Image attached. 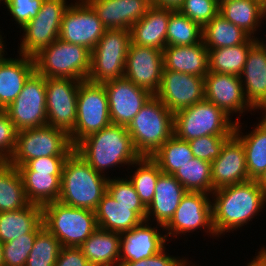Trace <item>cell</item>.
Returning a JSON list of instances; mask_svg holds the SVG:
<instances>
[{"label": "cell", "instance_id": "cell-1", "mask_svg": "<svg viewBox=\"0 0 266 266\" xmlns=\"http://www.w3.org/2000/svg\"><path fill=\"white\" fill-rule=\"evenodd\" d=\"M211 200L213 227L218 238L248 225L266 205V195L256 180L214 190Z\"/></svg>", "mask_w": 266, "mask_h": 266}, {"label": "cell", "instance_id": "cell-2", "mask_svg": "<svg viewBox=\"0 0 266 266\" xmlns=\"http://www.w3.org/2000/svg\"><path fill=\"white\" fill-rule=\"evenodd\" d=\"M74 150L95 171L107 175V178L110 176L105 171L127 165L128 169L141 157L134 148L127 127L114 124L85 137Z\"/></svg>", "mask_w": 266, "mask_h": 266}, {"label": "cell", "instance_id": "cell-3", "mask_svg": "<svg viewBox=\"0 0 266 266\" xmlns=\"http://www.w3.org/2000/svg\"><path fill=\"white\" fill-rule=\"evenodd\" d=\"M109 178L95 171L75 150L65 160L59 202L95 211L107 192Z\"/></svg>", "mask_w": 266, "mask_h": 266}, {"label": "cell", "instance_id": "cell-4", "mask_svg": "<svg viewBox=\"0 0 266 266\" xmlns=\"http://www.w3.org/2000/svg\"><path fill=\"white\" fill-rule=\"evenodd\" d=\"M136 152L152 155L174 134V114L153 95L127 127Z\"/></svg>", "mask_w": 266, "mask_h": 266}, {"label": "cell", "instance_id": "cell-5", "mask_svg": "<svg viewBox=\"0 0 266 266\" xmlns=\"http://www.w3.org/2000/svg\"><path fill=\"white\" fill-rule=\"evenodd\" d=\"M35 71L45 78L87 80L90 71L91 51L56 39L33 56Z\"/></svg>", "mask_w": 266, "mask_h": 266}, {"label": "cell", "instance_id": "cell-6", "mask_svg": "<svg viewBox=\"0 0 266 266\" xmlns=\"http://www.w3.org/2000/svg\"><path fill=\"white\" fill-rule=\"evenodd\" d=\"M42 222L62 247H79L98 228L95 211L59 201L42 206Z\"/></svg>", "mask_w": 266, "mask_h": 266}, {"label": "cell", "instance_id": "cell-7", "mask_svg": "<svg viewBox=\"0 0 266 266\" xmlns=\"http://www.w3.org/2000/svg\"><path fill=\"white\" fill-rule=\"evenodd\" d=\"M222 109L204 99L174 114V135L184 141L198 137L231 136L235 121Z\"/></svg>", "mask_w": 266, "mask_h": 266}, {"label": "cell", "instance_id": "cell-8", "mask_svg": "<svg viewBox=\"0 0 266 266\" xmlns=\"http://www.w3.org/2000/svg\"><path fill=\"white\" fill-rule=\"evenodd\" d=\"M130 44L129 30L106 29L91 51L90 71L87 80L103 84L124 77Z\"/></svg>", "mask_w": 266, "mask_h": 266}, {"label": "cell", "instance_id": "cell-9", "mask_svg": "<svg viewBox=\"0 0 266 266\" xmlns=\"http://www.w3.org/2000/svg\"><path fill=\"white\" fill-rule=\"evenodd\" d=\"M74 150L69 135L50 125L24 129L16 134L14 153L7 161L12 166L46 156H69Z\"/></svg>", "mask_w": 266, "mask_h": 266}, {"label": "cell", "instance_id": "cell-10", "mask_svg": "<svg viewBox=\"0 0 266 266\" xmlns=\"http://www.w3.org/2000/svg\"><path fill=\"white\" fill-rule=\"evenodd\" d=\"M106 89L103 84L80 82L77 94V119L69 134L75 147L85 137L111 125Z\"/></svg>", "mask_w": 266, "mask_h": 266}, {"label": "cell", "instance_id": "cell-11", "mask_svg": "<svg viewBox=\"0 0 266 266\" xmlns=\"http://www.w3.org/2000/svg\"><path fill=\"white\" fill-rule=\"evenodd\" d=\"M68 3L67 0H43L35 18L21 28L23 39L18 54L33 57L59 38L62 18L71 5Z\"/></svg>", "mask_w": 266, "mask_h": 266}, {"label": "cell", "instance_id": "cell-12", "mask_svg": "<svg viewBox=\"0 0 266 266\" xmlns=\"http://www.w3.org/2000/svg\"><path fill=\"white\" fill-rule=\"evenodd\" d=\"M5 111L17 132L47 125L46 78L34 71Z\"/></svg>", "mask_w": 266, "mask_h": 266}, {"label": "cell", "instance_id": "cell-13", "mask_svg": "<svg viewBox=\"0 0 266 266\" xmlns=\"http://www.w3.org/2000/svg\"><path fill=\"white\" fill-rule=\"evenodd\" d=\"M211 194L191 192L183 196L174 216L164 227L166 238L185 235L202 230L210 237H218L213 227ZM209 233V234H208Z\"/></svg>", "mask_w": 266, "mask_h": 266}, {"label": "cell", "instance_id": "cell-14", "mask_svg": "<svg viewBox=\"0 0 266 266\" xmlns=\"http://www.w3.org/2000/svg\"><path fill=\"white\" fill-rule=\"evenodd\" d=\"M80 82L70 78H46L47 125L64 130L68 135L77 119Z\"/></svg>", "mask_w": 266, "mask_h": 266}, {"label": "cell", "instance_id": "cell-15", "mask_svg": "<svg viewBox=\"0 0 266 266\" xmlns=\"http://www.w3.org/2000/svg\"><path fill=\"white\" fill-rule=\"evenodd\" d=\"M73 2L62 18L59 39L92 51L106 28L88 2Z\"/></svg>", "mask_w": 266, "mask_h": 266}, {"label": "cell", "instance_id": "cell-16", "mask_svg": "<svg viewBox=\"0 0 266 266\" xmlns=\"http://www.w3.org/2000/svg\"><path fill=\"white\" fill-rule=\"evenodd\" d=\"M155 96L175 114L205 99L204 78L172 70H163Z\"/></svg>", "mask_w": 266, "mask_h": 266}, {"label": "cell", "instance_id": "cell-17", "mask_svg": "<svg viewBox=\"0 0 266 266\" xmlns=\"http://www.w3.org/2000/svg\"><path fill=\"white\" fill-rule=\"evenodd\" d=\"M103 85L107 93L110 119L114 125L128 127L140 109L153 96L125 76L107 81Z\"/></svg>", "mask_w": 266, "mask_h": 266}, {"label": "cell", "instance_id": "cell-18", "mask_svg": "<svg viewBox=\"0 0 266 266\" xmlns=\"http://www.w3.org/2000/svg\"><path fill=\"white\" fill-rule=\"evenodd\" d=\"M204 90L205 99L222 109L229 117L237 114L235 122H239V116H244L246 112H255L246 100L240 76L209 71L204 78Z\"/></svg>", "mask_w": 266, "mask_h": 266}, {"label": "cell", "instance_id": "cell-19", "mask_svg": "<svg viewBox=\"0 0 266 266\" xmlns=\"http://www.w3.org/2000/svg\"><path fill=\"white\" fill-rule=\"evenodd\" d=\"M163 68V51L130 44L124 76L135 85L155 95L160 87Z\"/></svg>", "mask_w": 266, "mask_h": 266}, {"label": "cell", "instance_id": "cell-20", "mask_svg": "<svg viewBox=\"0 0 266 266\" xmlns=\"http://www.w3.org/2000/svg\"><path fill=\"white\" fill-rule=\"evenodd\" d=\"M163 231V226L156 224V227H152V223L143 221L133 229L121 233L119 263L136 262L158 254L170 241Z\"/></svg>", "mask_w": 266, "mask_h": 266}, {"label": "cell", "instance_id": "cell-21", "mask_svg": "<svg viewBox=\"0 0 266 266\" xmlns=\"http://www.w3.org/2000/svg\"><path fill=\"white\" fill-rule=\"evenodd\" d=\"M211 169L212 192L250 180L243 144L234 133L223 144L220 155L211 162Z\"/></svg>", "mask_w": 266, "mask_h": 266}, {"label": "cell", "instance_id": "cell-22", "mask_svg": "<svg viewBox=\"0 0 266 266\" xmlns=\"http://www.w3.org/2000/svg\"><path fill=\"white\" fill-rule=\"evenodd\" d=\"M106 29H131L151 6L150 0H89Z\"/></svg>", "mask_w": 266, "mask_h": 266}, {"label": "cell", "instance_id": "cell-23", "mask_svg": "<svg viewBox=\"0 0 266 266\" xmlns=\"http://www.w3.org/2000/svg\"><path fill=\"white\" fill-rule=\"evenodd\" d=\"M186 193L187 190L173 175L162 173L157 180L152 202L147 206L145 221H155L165 227Z\"/></svg>", "mask_w": 266, "mask_h": 266}, {"label": "cell", "instance_id": "cell-24", "mask_svg": "<svg viewBox=\"0 0 266 266\" xmlns=\"http://www.w3.org/2000/svg\"><path fill=\"white\" fill-rule=\"evenodd\" d=\"M240 78L248 103L266 113V52L258 45L250 49Z\"/></svg>", "mask_w": 266, "mask_h": 266}, {"label": "cell", "instance_id": "cell-25", "mask_svg": "<svg viewBox=\"0 0 266 266\" xmlns=\"http://www.w3.org/2000/svg\"><path fill=\"white\" fill-rule=\"evenodd\" d=\"M0 58V109H6L20 94L26 80L35 71L33 57L19 54Z\"/></svg>", "mask_w": 266, "mask_h": 266}, {"label": "cell", "instance_id": "cell-26", "mask_svg": "<svg viewBox=\"0 0 266 266\" xmlns=\"http://www.w3.org/2000/svg\"><path fill=\"white\" fill-rule=\"evenodd\" d=\"M171 8L151 5L146 14L130 29L131 43L161 51L167 46L166 33Z\"/></svg>", "mask_w": 266, "mask_h": 266}, {"label": "cell", "instance_id": "cell-27", "mask_svg": "<svg viewBox=\"0 0 266 266\" xmlns=\"http://www.w3.org/2000/svg\"><path fill=\"white\" fill-rule=\"evenodd\" d=\"M163 70H172L203 77L209 72V50L203 43L186 46H166L163 50Z\"/></svg>", "mask_w": 266, "mask_h": 266}, {"label": "cell", "instance_id": "cell-28", "mask_svg": "<svg viewBox=\"0 0 266 266\" xmlns=\"http://www.w3.org/2000/svg\"><path fill=\"white\" fill-rule=\"evenodd\" d=\"M264 114V115H263ZM236 122L234 134L241 140L246 158V168L250 180H257L266 169V113L252 131L242 133L244 123ZM244 134V135H243Z\"/></svg>", "mask_w": 266, "mask_h": 266}, {"label": "cell", "instance_id": "cell-29", "mask_svg": "<svg viewBox=\"0 0 266 266\" xmlns=\"http://www.w3.org/2000/svg\"><path fill=\"white\" fill-rule=\"evenodd\" d=\"M44 228L42 206L29 203L26 207L9 212H0V240L6 243L23 234L39 233Z\"/></svg>", "mask_w": 266, "mask_h": 266}, {"label": "cell", "instance_id": "cell-30", "mask_svg": "<svg viewBox=\"0 0 266 266\" xmlns=\"http://www.w3.org/2000/svg\"><path fill=\"white\" fill-rule=\"evenodd\" d=\"M121 235L97 228L80 246L91 266H119Z\"/></svg>", "mask_w": 266, "mask_h": 266}, {"label": "cell", "instance_id": "cell-31", "mask_svg": "<svg viewBox=\"0 0 266 266\" xmlns=\"http://www.w3.org/2000/svg\"><path fill=\"white\" fill-rule=\"evenodd\" d=\"M95 216L99 228L119 234L133 229L144 221L133 211V206L119 204L108 192L99 202Z\"/></svg>", "mask_w": 266, "mask_h": 266}, {"label": "cell", "instance_id": "cell-32", "mask_svg": "<svg viewBox=\"0 0 266 266\" xmlns=\"http://www.w3.org/2000/svg\"><path fill=\"white\" fill-rule=\"evenodd\" d=\"M263 2V0H228L219 3V14L237 25L251 38H256V33L264 22Z\"/></svg>", "mask_w": 266, "mask_h": 266}, {"label": "cell", "instance_id": "cell-33", "mask_svg": "<svg viewBox=\"0 0 266 266\" xmlns=\"http://www.w3.org/2000/svg\"><path fill=\"white\" fill-rule=\"evenodd\" d=\"M29 203L44 206L59 200L61 175L50 172H19Z\"/></svg>", "mask_w": 266, "mask_h": 266}, {"label": "cell", "instance_id": "cell-34", "mask_svg": "<svg viewBox=\"0 0 266 266\" xmlns=\"http://www.w3.org/2000/svg\"><path fill=\"white\" fill-rule=\"evenodd\" d=\"M255 38L231 47L209 50V71L213 73L240 76L250 49L255 45Z\"/></svg>", "mask_w": 266, "mask_h": 266}, {"label": "cell", "instance_id": "cell-35", "mask_svg": "<svg viewBox=\"0 0 266 266\" xmlns=\"http://www.w3.org/2000/svg\"><path fill=\"white\" fill-rule=\"evenodd\" d=\"M202 31V40L207 49L236 46L250 38L245 31L219 13L202 28Z\"/></svg>", "mask_w": 266, "mask_h": 266}, {"label": "cell", "instance_id": "cell-36", "mask_svg": "<svg viewBox=\"0 0 266 266\" xmlns=\"http://www.w3.org/2000/svg\"><path fill=\"white\" fill-rule=\"evenodd\" d=\"M28 204L19 171L6 161L0 167V212L20 210Z\"/></svg>", "mask_w": 266, "mask_h": 266}, {"label": "cell", "instance_id": "cell-37", "mask_svg": "<svg viewBox=\"0 0 266 266\" xmlns=\"http://www.w3.org/2000/svg\"><path fill=\"white\" fill-rule=\"evenodd\" d=\"M160 170L169 175L182 168L194 158L188 141L177 138L174 134L151 157Z\"/></svg>", "mask_w": 266, "mask_h": 266}, {"label": "cell", "instance_id": "cell-38", "mask_svg": "<svg viewBox=\"0 0 266 266\" xmlns=\"http://www.w3.org/2000/svg\"><path fill=\"white\" fill-rule=\"evenodd\" d=\"M173 176L187 191L212 194L211 163L206 160L194 157Z\"/></svg>", "mask_w": 266, "mask_h": 266}, {"label": "cell", "instance_id": "cell-39", "mask_svg": "<svg viewBox=\"0 0 266 266\" xmlns=\"http://www.w3.org/2000/svg\"><path fill=\"white\" fill-rule=\"evenodd\" d=\"M136 167L134 173L128 176L138 196L147 207L155 194V187L159 176L163 173L159 165L151 157H140L132 165Z\"/></svg>", "mask_w": 266, "mask_h": 266}, {"label": "cell", "instance_id": "cell-40", "mask_svg": "<svg viewBox=\"0 0 266 266\" xmlns=\"http://www.w3.org/2000/svg\"><path fill=\"white\" fill-rule=\"evenodd\" d=\"M202 27L182 14L171 9L166 33L167 46L194 45L202 41Z\"/></svg>", "mask_w": 266, "mask_h": 266}, {"label": "cell", "instance_id": "cell-41", "mask_svg": "<svg viewBox=\"0 0 266 266\" xmlns=\"http://www.w3.org/2000/svg\"><path fill=\"white\" fill-rule=\"evenodd\" d=\"M61 244L45 227L38 233L25 266H55Z\"/></svg>", "mask_w": 266, "mask_h": 266}, {"label": "cell", "instance_id": "cell-42", "mask_svg": "<svg viewBox=\"0 0 266 266\" xmlns=\"http://www.w3.org/2000/svg\"><path fill=\"white\" fill-rule=\"evenodd\" d=\"M107 192L119 204L133 206V211L145 221L147 207L141 201L127 176L125 178H120V176L110 177L107 184Z\"/></svg>", "mask_w": 266, "mask_h": 266}, {"label": "cell", "instance_id": "cell-43", "mask_svg": "<svg viewBox=\"0 0 266 266\" xmlns=\"http://www.w3.org/2000/svg\"><path fill=\"white\" fill-rule=\"evenodd\" d=\"M37 235L23 234L22 237L3 243L4 266H25Z\"/></svg>", "mask_w": 266, "mask_h": 266}, {"label": "cell", "instance_id": "cell-44", "mask_svg": "<svg viewBox=\"0 0 266 266\" xmlns=\"http://www.w3.org/2000/svg\"><path fill=\"white\" fill-rule=\"evenodd\" d=\"M178 10L202 28L219 13L217 0H184Z\"/></svg>", "mask_w": 266, "mask_h": 266}, {"label": "cell", "instance_id": "cell-45", "mask_svg": "<svg viewBox=\"0 0 266 266\" xmlns=\"http://www.w3.org/2000/svg\"><path fill=\"white\" fill-rule=\"evenodd\" d=\"M229 137L208 135L190 140L188 143L194 157L211 163L220 155L222 146Z\"/></svg>", "mask_w": 266, "mask_h": 266}, {"label": "cell", "instance_id": "cell-46", "mask_svg": "<svg viewBox=\"0 0 266 266\" xmlns=\"http://www.w3.org/2000/svg\"><path fill=\"white\" fill-rule=\"evenodd\" d=\"M43 0H5L4 8L20 29L40 11Z\"/></svg>", "mask_w": 266, "mask_h": 266}, {"label": "cell", "instance_id": "cell-47", "mask_svg": "<svg viewBox=\"0 0 266 266\" xmlns=\"http://www.w3.org/2000/svg\"><path fill=\"white\" fill-rule=\"evenodd\" d=\"M68 156H46L27 161L16 167L19 172H50L62 175L63 166Z\"/></svg>", "mask_w": 266, "mask_h": 266}, {"label": "cell", "instance_id": "cell-48", "mask_svg": "<svg viewBox=\"0 0 266 266\" xmlns=\"http://www.w3.org/2000/svg\"><path fill=\"white\" fill-rule=\"evenodd\" d=\"M16 134L13 122L5 109H0V155L8 161L16 147Z\"/></svg>", "mask_w": 266, "mask_h": 266}, {"label": "cell", "instance_id": "cell-49", "mask_svg": "<svg viewBox=\"0 0 266 266\" xmlns=\"http://www.w3.org/2000/svg\"><path fill=\"white\" fill-rule=\"evenodd\" d=\"M167 248L161 250L158 254L142 259L136 262L119 263V266H183L188 260L187 258L180 256H172L166 251Z\"/></svg>", "mask_w": 266, "mask_h": 266}, {"label": "cell", "instance_id": "cell-50", "mask_svg": "<svg viewBox=\"0 0 266 266\" xmlns=\"http://www.w3.org/2000/svg\"><path fill=\"white\" fill-rule=\"evenodd\" d=\"M55 266H91L79 247H61Z\"/></svg>", "mask_w": 266, "mask_h": 266}, {"label": "cell", "instance_id": "cell-51", "mask_svg": "<svg viewBox=\"0 0 266 266\" xmlns=\"http://www.w3.org/2000/svg\"><path fill=\"white\" fill-rule=\"evenodd\" d=\"M246 266H266V247L264 245Z\"/></svg>", "mask_w": 266, "mask_h": 266}, {"label": "cell", "instance_id": "cell-52", "mask_svg": "<svg viewBox=\"0 0 266 266\" xmlns=\"http://www.w3.org/2000/svg\"><path fill=\"white\" fill-rule=\"evenodd\" d=\"M183 2L184 0H151V5L176 10L181 6Z\"/></svg>", "mask_w": 266, "mask_h": 266}, {"label": "cell", "instance_id": "cell-53", "mask_svg": "<svg viewBox=\"0 0 266 266\" xmlns=\"http://www.w3.org/2000/svg\"><path fill=\"white\" fill-rule=\"evenodd\" d=\"M256 181L258 183V186L263 190L266 195V169Z\"/></svg>", "mask_w": 266, "mask_h": 266}, {"label": "cell", "instance_id": "cell-54", "mask_svg": "<svg viewBox=\"0 0 266 266\" xmlns=\"http://www.w3.org/2000/svg\"><path fill=\"white\" fill-rule=\"evenodd\" d=\"M1 30H0V58L5 54L4 52H7L5 49H7V48H5L7 45H5L6 44V42L3 40L4 38H5V36L4 37H2L3 35H1ZM5 42V43H4Z\"/></svg>", "mask_w": 266, "mask_h": 266}, {"label": "cell", "instance_id": "cell-55", "mask_svg": "<svg viewBox=\"0 0 266 266\" xmlns=\"http://www.w3.org/2000/svg\"><path fill=\"white\" fill-rule=\"evenodd\" d=\"M264 39H261L260 38H255V43L256 45H258L263 51L266 52V42L264 43Z\"/></svg>", "mask_w": 266, "mask_h": 266}, {"label": "cell", "instance_id": "cell-56", "mask_svg": "<svg viewBox=\"0 0 266 266\" xmlns=\"http://www.w3.org/2000/svg\"><path fill=\"white\" fill-rule=\"evenodd\" d=\"M0 266H4L3 263V243L0 240Z\"/></svg>", "mask_w": 266, "mask_h": 266}, {"label": "cell", "instance_id": "cell-57", "mask_svg": "<svg viewBox=\"0 0 266 266\" xmlns=\"http://www.w3.org/2000/svg\"><path fill=\"white\" fill-rule=\"evenodd\" d=\"M263 20L266 21V1L263 2Z\"/></svg>", "mask_w": 266, "mask_h": 266}, {"label": "cell", "instance_id": "cell-58", "mask_svg": "<svg viewBox=\"0 0 266 266\" xmlns=\"http://www.w3.org/2000/svg\"><path fill=\"white\" fill-rule=\"evenodd\" d=\"M6 162V160L0 155V167Z\"/></svg>", "mask_w": 266, "mask_h": 266}, {"label": "cell", "instance_id": "cell-59", "mask_svg": "<svg viewBox=\"0 0 266 266\" xmlns=\"http://www.w3.org/2000/svg\"><path fill=\"white\" fill-rule=\"evenodd\" d=\"M193 264V262L191 263V262H189L188 260L184 263V265L183 266H190V264ZM191 266H196L195 264L194 265H191Z\"/></svg>", "mask_w": 266, "mask_h": 266}, {"label": "cell", "instance_id": "cell-60", "mask_svg": "<svg viewBox=\"0 0 266 266\" xmlns=\"http://www.w3.org/2000/svg\"><path fill=\"white\" fill-rule=\"evenodd\" d=\"M76 2H88L89 0H75Z\"/></svg>", "mask_w": 266, "mask_h": 266}, {"label": "cell", "instance_id": "cell-61", "mask_svg": "<svg viewBox=\"0 0 266 266\" xmlns=\"http://www.w3.org/2000/svg\"><path fill=\"white\" fill-rule=\"evenodd\" d=\"M218 3H221V2H225V1H228V0H217Z\"/></svg>", "mask_w": 266, "mask_h": 266}, {"label": "cell", "instance_id": "cell-62", "mask_svg": "<svg viewBox=\"0 0 266 266\" xmlns=\"http://www.w3.org/2000/svg\"><path fill=\"white\" fill-rule=\"evenodd\" d=\"M3 4L4 5V3H5V0H0V4Z\"/></svg>", "mask_w": 266, "mask_h": 266}]
</instances>
